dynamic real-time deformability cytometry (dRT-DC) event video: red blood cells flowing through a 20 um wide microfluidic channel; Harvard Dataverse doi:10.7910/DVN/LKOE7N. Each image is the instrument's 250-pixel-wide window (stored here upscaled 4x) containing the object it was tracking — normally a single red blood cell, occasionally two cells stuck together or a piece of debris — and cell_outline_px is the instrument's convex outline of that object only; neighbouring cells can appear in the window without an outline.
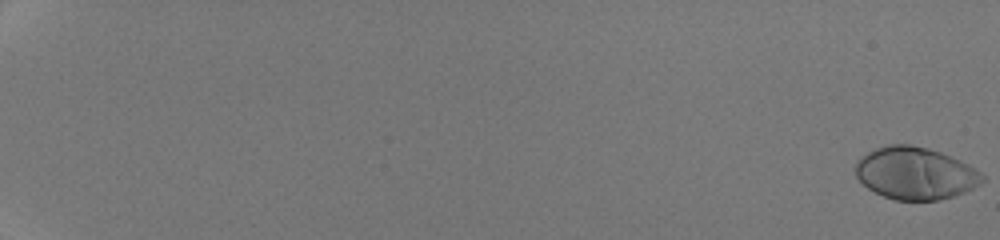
{"species": "human", "species_latin": "Homo sapiens", "temperature_condition": "room temperature", "stored_images_in_passage": 53, "camera_frame_rate_fps": 3000, "um_per_image_px": 0.085, "donor": {"sex": "male"}, "frame": {"image": 1, "passage_image": 1, "time_ms": 0.0, "image_size_px": [1000, 240], "cell_outline_px": [[984, 180], [980, 184], [964, 192], [940, 200], [896, 200], [884, 196], [868, 188], [856, 176], [856, 160], [868, 152], [876, 148], [888, 144], [908, 144], [928, 148], [940, 152], [960, 160], [968, 164], [980, 172], [984, 176]], "centroid_in_image_um": [77.8, 14.72], "position_along_channel_um": 7.2, "area_um2": 38.44}}
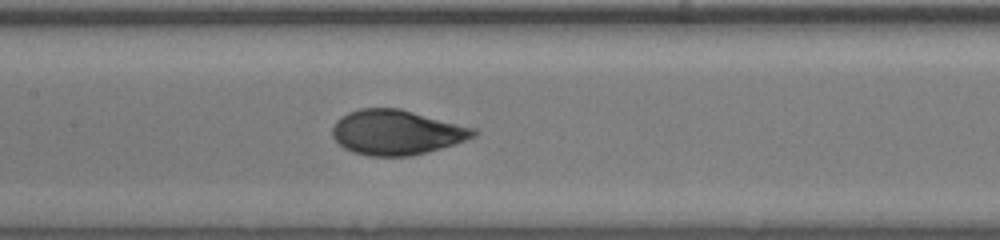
{"frame": {"image": 2, "passage_image": 31, "time_ms": 10.0, "image_size_px": [1000, 240], "cell_outline_px": [[480, 132], [476, 136], [440, 148], [408, 156], [368, 156], [352, 152], [344, 148], [332, 136], [332, 128], [336, 120], [340, 116], [348, 112], [360, 108], [400, 108], [476, 128]], "centroid_in_image_um": [33.69, 11.23], "position_along_channel_um": 173.7, "area_um2": 36.93}}
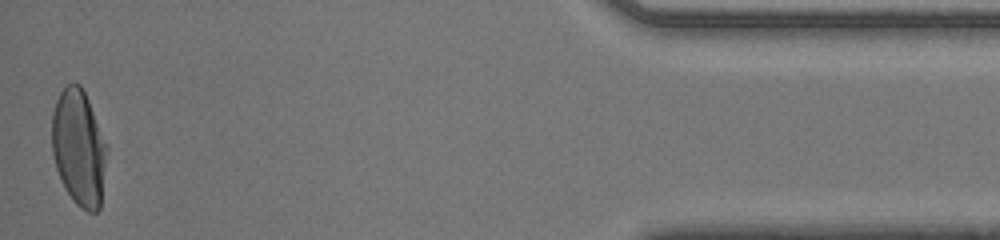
{"frame": {"image": 3, "passage_image": 53, "time_ms": 17.333, "image_size_px": [1000, 240], "cell_outline_px": [[108, 148], [100, 208], [96, 212], [88, 212], [80, 208], [72, 200], [64, 188], [56, 168], [52, 152], [52, 116], [56, 100], [64, 84], [80, 84], [88, 100]], "centroid_in_image_um": [6.69, 12.59], "position_along_channel_um": 428.5, "area_um2": 37.28}, "authors_computed_cell_mechanics": {"area_um2": 37.0498, "velocity_mm_per_s": 4.3026, "shape_relaxation_time_tau1_ms": 3.9598, "shape_relaxation_time_tau2_ms": null, "deformation_change_tau1": 0.2039, "deformation_change_tau2": null}}